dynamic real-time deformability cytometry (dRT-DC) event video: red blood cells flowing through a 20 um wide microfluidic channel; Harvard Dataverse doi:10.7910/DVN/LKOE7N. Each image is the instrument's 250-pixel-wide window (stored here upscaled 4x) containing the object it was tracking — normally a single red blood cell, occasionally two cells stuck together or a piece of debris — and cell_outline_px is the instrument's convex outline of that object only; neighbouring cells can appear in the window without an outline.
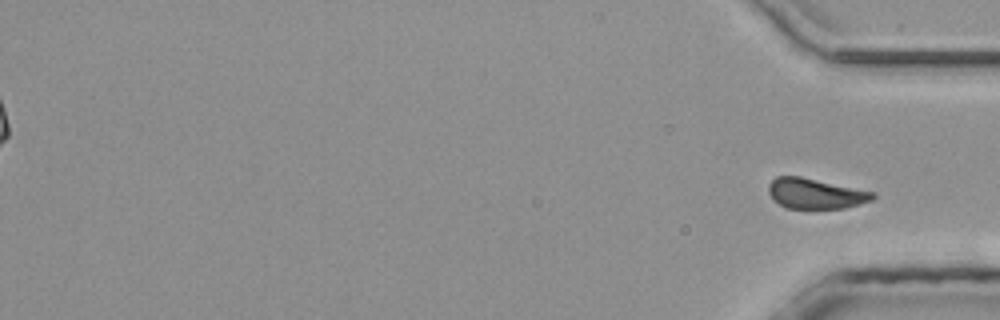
{"species": "common noctule bat (a hibernating species)", "species_latin": "Nyctalus noctula", "temperature_condition": "room temperature", "stored_images_in_passage": 40, "segment_of_instrument_passage": [2, 2], "camera_frame_rate_fps": 3000, "um_per_image_px": 0.085, "animal": {"sex": "male", "body_mass_g": 20.4}, "frame": {"image": 1, "passage_image": 40, "time_ms": 13.0, "image_size_px": [1000, 320], "cell_outline_px": [[876, 196], [872, 200], [844, 208], [784, 208], [772, 200], [768, 192], [768, 184], [776, 176], [800, 176], [876, 192]], "centroid_in_image_um": [69.28, 16.45], "position_along_channel_um": 365.9, "area_um2": 18.55}}